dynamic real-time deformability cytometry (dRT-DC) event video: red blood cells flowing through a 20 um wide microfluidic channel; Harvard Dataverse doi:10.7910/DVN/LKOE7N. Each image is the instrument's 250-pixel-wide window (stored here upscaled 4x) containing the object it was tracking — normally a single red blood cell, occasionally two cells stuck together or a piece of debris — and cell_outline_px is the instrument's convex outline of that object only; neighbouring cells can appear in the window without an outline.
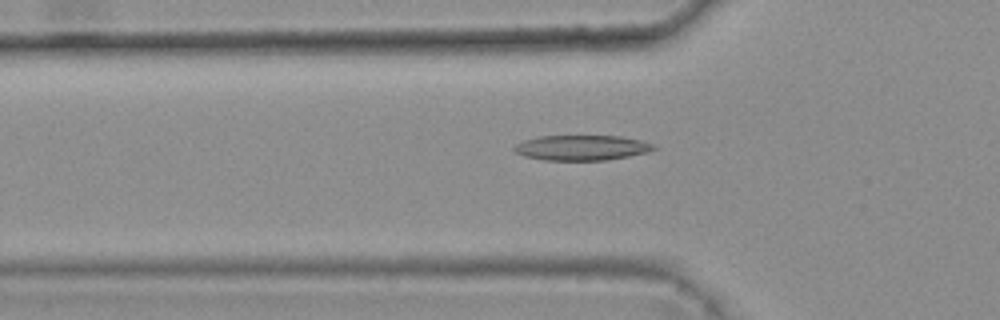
{"species": "common noctule bat (a hibernating species)", "species_latin": "Nyctalus noctula", "temperature_condition": "warm", "stored_images_in_passage": 3, "camera_frame_rate_fps": 3000, "um_per_image_px": 0.085, "animal": {"sex": "female", "body_mass_g": 25.1}, "frame": {"image": 1, "passage_image": 3, "time_ms": 0.667, "image_size_px": [1000, 320], "cell_outline_px": [[660, 148], [648, 152], [608, 160], [544, 160], [524, 156], [516, 152], [512, 148], [516, 144], [524, 140], [536, 136], [620, 136], [640, 140], [652, 144]], "centroid_in_image_um": [49.45, 12.55], "position_along_channel_um": 76.4, "area_um2": 20.52}}